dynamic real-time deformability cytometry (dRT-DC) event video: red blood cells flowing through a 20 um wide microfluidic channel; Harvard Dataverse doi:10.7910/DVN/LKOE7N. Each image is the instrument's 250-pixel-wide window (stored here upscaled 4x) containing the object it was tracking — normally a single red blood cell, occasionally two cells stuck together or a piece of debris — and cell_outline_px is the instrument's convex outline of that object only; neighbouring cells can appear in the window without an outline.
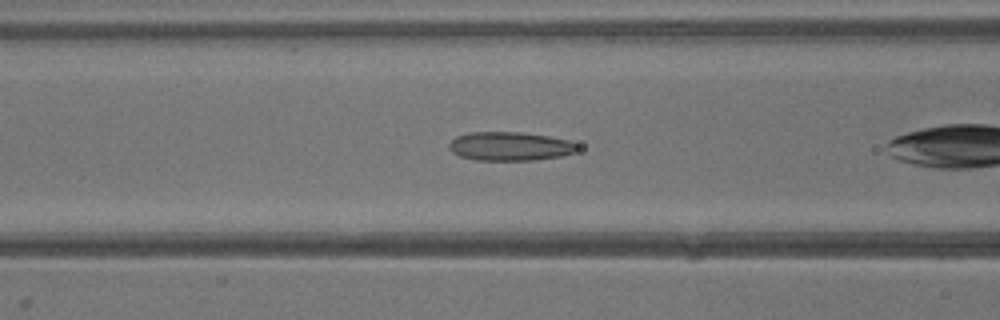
{"species": "common noctule bat (a hibernating species)", "species_latin": "Nyctalus noctula", "temperature_condition": "warm", "stored_images_in_passage": 28, "camera_frame_rate_fps": 3000, "um_per_image_px": 0.085, "animal": {"sex": "male", "body_mass_g": 13.3}, "frame": {"image": 1, "passage_image": 13, "time_ms": 4.0, "image_size_px": [1000, 320], "cell_outline_px": [[580, 148], [576, 152], [560, 156], [532, 160], [476, 160], [460, 156], [452, 152], [448, 148], [448, 144], [456, 136], [468, 132], [520, 132], [548, 136], [568, 140], [576, 144]], "centroid_in_image_um": [43.33, 12.43], "position_along_channel_um": 123.3, "area_um2": 21.56}}
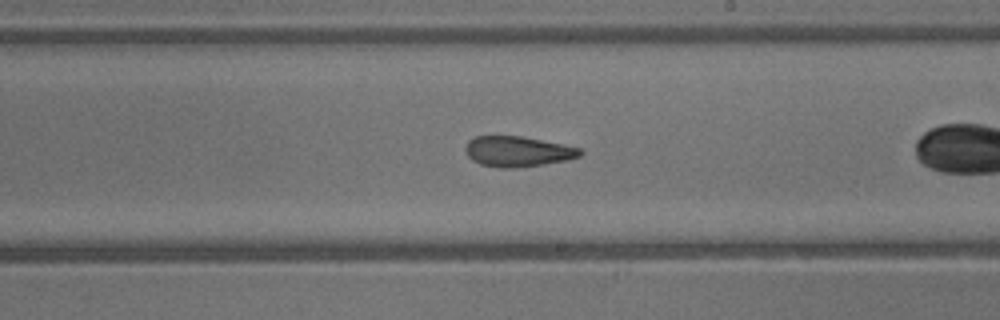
{"frame": {"image": 2, "passage_image": 20, "time_ms": 6.333, "image_size_px": [1000, 320], "cell_outline_px": [[584, 152], [580, 156], [568, 160], [512, 168], [500, 168], [480, 164], [472, 160], [468, 156], [464, 148], [468, 140], [476, 136], [520, 136], [564, 144], [580, 148]], "centroid_in_image_um": [43.99, 12.87], "position_along_channel_um": 245.0, "area_um2": 20.29}}